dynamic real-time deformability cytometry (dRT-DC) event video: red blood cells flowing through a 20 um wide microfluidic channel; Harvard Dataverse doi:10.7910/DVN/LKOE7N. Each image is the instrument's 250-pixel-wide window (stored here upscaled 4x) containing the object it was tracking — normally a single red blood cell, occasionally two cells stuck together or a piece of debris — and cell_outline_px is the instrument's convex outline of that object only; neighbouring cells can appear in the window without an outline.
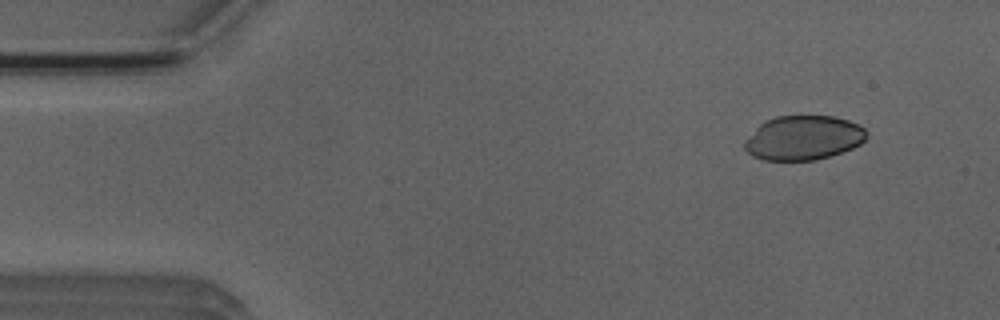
{"species": "Egyptian fruit bat (a non-hibernating species)", "species_latin": "Rousettus aegyptiacus", "temperature_condition": "room temperature", "stored_images_in_passage": 5, "camera_frame_rate_fps": 3000, "um_per_image_px": 0.085, "animal": {"sex": "male"}, "frame": {"image": 1, "passage_image": 2, "time_ms": 1.0, "image_size_px": [1000, 320], "cell_outline_px": [[868, 132], [864, 140], [860, 144], [852, 148], [816, 160], [764, 160], [752, 156], [744, 148], [744, 140], [764, 120], [776, 116], [832, 116], [848, 120], [864, 128]], "centroid_in_image_um": [68.26, 11.71], "position_along_channel_um": 16.7, "area_um2": 31.44}}